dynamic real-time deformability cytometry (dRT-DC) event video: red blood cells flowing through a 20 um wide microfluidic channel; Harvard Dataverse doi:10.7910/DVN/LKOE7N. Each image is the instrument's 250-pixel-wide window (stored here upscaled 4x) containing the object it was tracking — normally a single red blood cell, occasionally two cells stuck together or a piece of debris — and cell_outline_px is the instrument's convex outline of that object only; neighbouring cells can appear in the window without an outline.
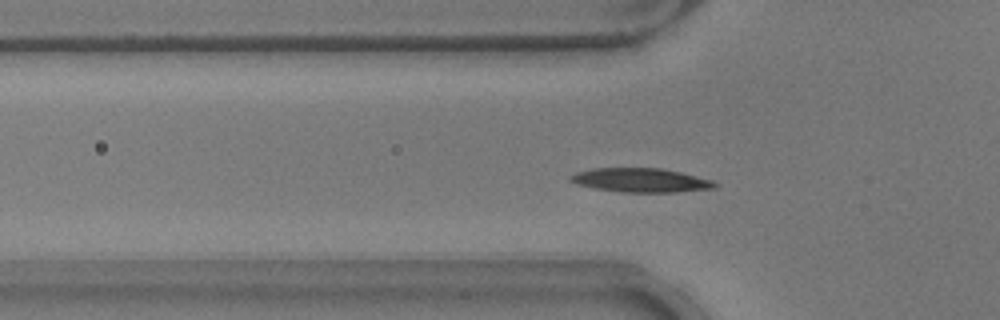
{"species": "common noctule bat (a hibernating species)", "species_latin": "Nyctalus noctula", "temperature_condition": "warm", "stored_images_in_passage": 30, "camera_frame_rate_fps": 3000, "um_per_image_px": 0.085, "animal": {"sex": "male", "body_mass_g": 17.9}, "frame": {"image": 1, "passage_image": 4, "time_ms": 1.0, "image_size_px": [1000, 320], "cell_outline_px": [[716, 188], [676, 192], [620, 192], [596, 188], [576, 184], [568, 180], [568, 176], [576, 172], [596, 168], [660, 168], [680, 172], [712, 180], [716, 184]], "centroid_in_image_um": [54.43, 15.32], "position_along_channel_um": 71.4, "area_um2": 20.11}}
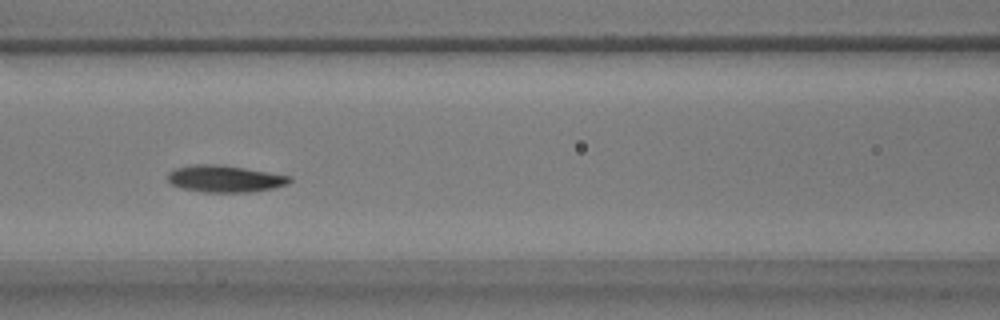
{"frame": {"image": 2, "passage_image": 10, "time_ms": 3.0, "image_size_px": [1000, 320], "cell_outline_px": [[292, 180], [288, 184], [272, 188], [248, 192], [200, 192], [168, 184], [168, 172], [176, 168], [196, 164], [216, 164], [244, 168], [292, 176]], "centroid_in_image_um": [19.1, 15.19], "position_along_channel_um": 147.5, "area_um2": 19.02}}
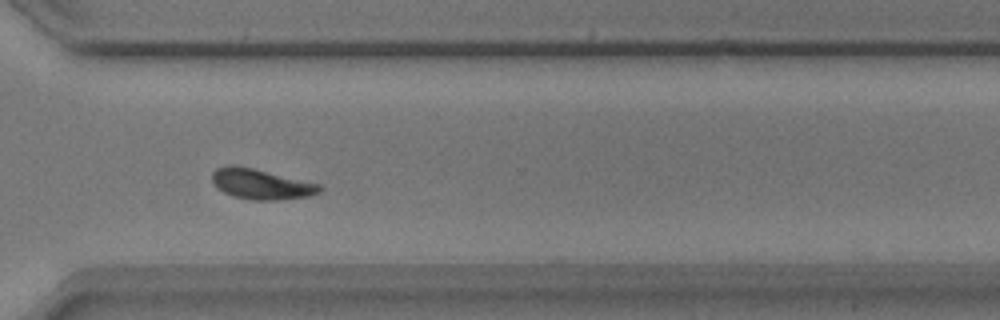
{"frame": {"image": 3, "passage_image": 26, "time_ms": 8.333, "image_size_px": [1000, 320], "cell_outline_px": [[324, 188], [320, 192], [312, 196], [276, 200], [252, 200], [236, 196], [224, 192], [212, 180], [212, 172], [216, 168], [224, 164], [232, 164], [252, 168], [320, 184]], "centroid_in_image_um": [22.22, 15.64], "position_along_channel_um": 348.4, "area_um2": 18.9}}